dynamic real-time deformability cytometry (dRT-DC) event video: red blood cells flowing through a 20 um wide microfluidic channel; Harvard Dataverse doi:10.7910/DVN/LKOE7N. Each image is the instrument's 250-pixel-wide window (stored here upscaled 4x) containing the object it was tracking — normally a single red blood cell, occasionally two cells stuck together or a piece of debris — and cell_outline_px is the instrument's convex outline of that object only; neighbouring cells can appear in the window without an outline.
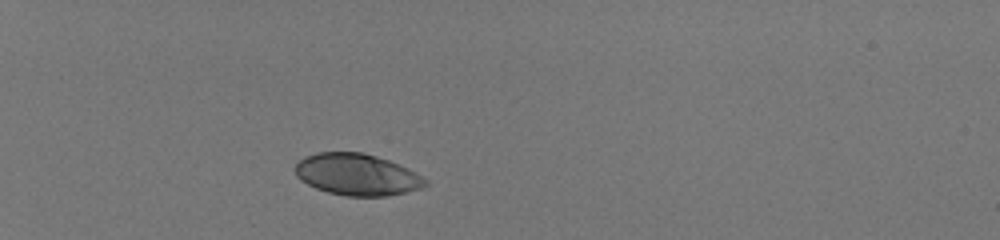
{"species": "human", "species_latin": "Homo sapiens", "temperature_condition": "room temperature", "stored_images_in_passage": 34, "camera_frame_rate_fps": 3000, "um_per_image_px": 0.085, "donor": {"sex": "male"}, "frame": {"image": 1, "passage_image": 1, "time_ms": 0.0, "image_size_px": [1000, 240], "cell_outline_px": [[428, 184], [420, 188], [404, 192], [384, 196], [344, 196], [328, 192], [316, 188], [300, 180], [296, 176], [296, 164], [304, 156], [316, 152], [360, 152], [376, 156], [388, 160], [408, 168], [428, 180]], "centroid_in_image_um": [30.33, 14.83], "position_along_channel_um": 54.7, "area_um2": 31.44}}
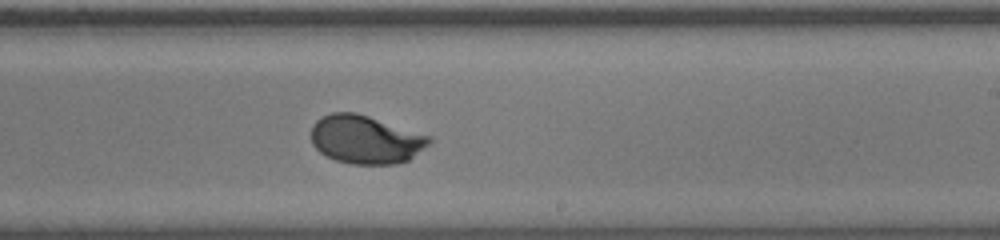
{"frame": {"image": 2, "passage_image": 20, "time_ms": 6.333, "image_size_px": [1000, 240], "cell_outline_px": [[432, 144], [408, 160], [396, 164], [352, 164], [336, 160], [320, 152], [312, 144], [312, 124], [320, 116], [332, 112], [356, 112], [432, 136]], "centroid_in_image_um": [31.1, 11.85], "position_along_channel_um": 257.9, "area_um2": 33.52}}
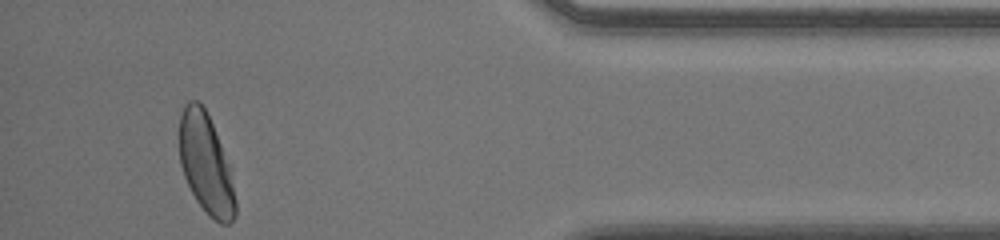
{"frame": {"image": 3, "passage_image": 34, "time_ms": 11.0, "image_size_px": [1000, 240], "cell_outline_px": [[236, 216], [228, 224], [220, 224], [208, 216], [196, 200], [184, 176], [180, 164], [180, 112], [184, 104], [188, 100], [196, 100], [204, 108], [212, 124], [228, 164], [236, 200]], "centroid_in_image_um": [17.49, 13.97], "position_along_channel_um": 417.7, "area_um2": 32.25}, "authors_computed_cell_mechanics": {"area_um2": 33.3217, "velocity_mm_per_s": 4.0389, "shape_relaxation_time_tau1_ms": 2.2901, "shape_relaxation_time_tau2_ms": null, "deformation_change_tau1": 0.1513, "deformation_change_tau2": null}}